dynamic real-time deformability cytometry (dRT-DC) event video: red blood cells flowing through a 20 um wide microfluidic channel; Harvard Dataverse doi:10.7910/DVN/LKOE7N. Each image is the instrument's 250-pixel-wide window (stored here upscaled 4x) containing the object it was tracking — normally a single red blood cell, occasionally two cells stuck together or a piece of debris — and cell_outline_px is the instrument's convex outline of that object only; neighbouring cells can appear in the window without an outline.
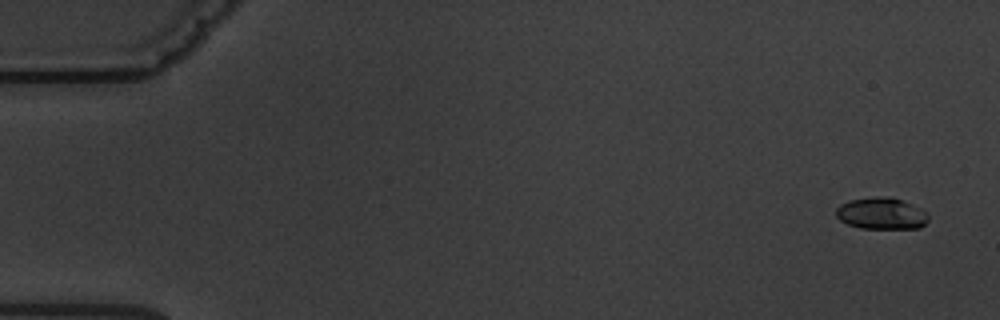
{"species": "common noctule bat (a hibernating species)", "species_latin": "Nyctalus noctula", "temperature_condition": "warm", "stored_images_in_passage": 4, "camera_frame_rate_fps": 3000, "um_per_image_px": 0.085, "animal": {"sex": "male", "body_mass_g": 19.5, "forearm_length_mm": 54.6}, "frame": {"image": 1, "passage_image": 1, "time_ms": 0.0, "image_size_px": [1000, 320], "cell_outline_px": [[928, 220], [920, 228], [860, 228], [848, 224], [840, 220], [836, 216], [836, 208], [840, 204], [848, 200], [876, 196], [888, 196], [912, 204], [928, 212]], "centroid_in_image_um": [74.91, 18.13], "position_along_channel_um": 10.1, "area_um2": 17.11}}
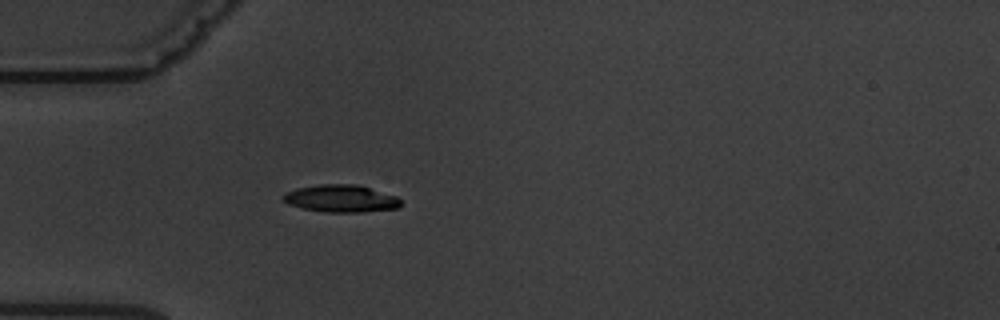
{"frame": {"image": 2, "passage_image": 4, "time_ms": 5.0, "image_size_px": [1000, 320], "cell_outline_px": [[400, 208], [360, 212], [328, 212], [304, 208], [288, 204], [280, 200], [280, 196], [296, 188], [320, 184], [356, 184], [396, 196], [400, 200]], "centroid_in_image_um": [28.95, 16.87], "position_along_channel_um": 56.1, "area_um2": 18.67}}